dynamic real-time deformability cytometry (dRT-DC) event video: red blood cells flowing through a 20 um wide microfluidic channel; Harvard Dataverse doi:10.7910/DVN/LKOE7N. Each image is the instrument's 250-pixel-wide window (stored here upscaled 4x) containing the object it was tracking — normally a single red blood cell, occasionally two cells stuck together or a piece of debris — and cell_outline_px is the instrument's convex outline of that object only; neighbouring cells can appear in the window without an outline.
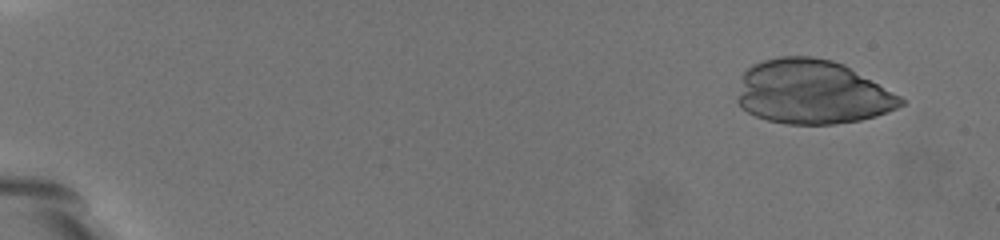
{"species": "common noctule bat (a hibernating species)", "species_latin": "Nyctalus noctula", "temperature_condition": "warm", "stored_images_in_passage": 6, "camera_frame_rate_fps": 3000, "um_per_image_px": 0.085, "animal": {"sex": "female", "body_mass_g": 19.5, "forearm_length_mm": 54.1}, "frame": {"image": 1, "passage_image": 3, "time_ms": 0.667, "image_size_px": [1000, 240], "cell_outline_px": [[268, 220], [256, 224], [200, 168], [188, 152], [180, 136], [180, 132], [196, 132], [224, 148], [248, 172], [252, 180]], "centroid_in_image_um": [19.17, 14.78], "position_along_channel_um": 65.8, "area_um2": 21.21}}